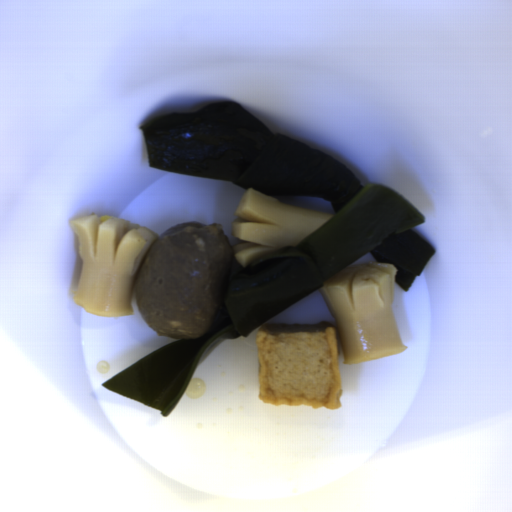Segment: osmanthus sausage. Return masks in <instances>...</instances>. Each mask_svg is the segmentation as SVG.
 I'll return each instance as SVG.
<instances>
[{
    "mask_svg": "<svg viewBox=\"0 0 512 512\" xmlns=\"http://www.w3.org/2000/svg\"><path fill=\"white\" fill-rule=\"evenodd\" d=\"M234 215L247 220L231 225L232 236L246 241L233 246L234 259L246 268L266 255L296 248L337 214L286 205L249 187Z\"/></svg>",
    "mask_w": 512,
    "mask_h": 512,
    "instance_id": "obj_3",
    "label": "osmanthus sausage"
},
{
    "mask_svg": "<svg viewBox=\"0 0 512 512\" xmlns=\"http://www.w3.org/2000/svg\"><path fill=\"white\" fill-rule=\"evenodd\" d=\"M78 241L80 278L73 300L99 317L133 315V285L157 239L146 227L126 229L125 220L80 214L70 221Z\"/></svg>",
    "mask_w": 512,
    "mask_h": 512,
    "instance_id": "obj_2",
    "label": "osmanthus sausage"
},
{
    "mask_svg": "<svg viewBox=\"0 0 512 512\" xmlns=\"http://www.w3.org/2000/svg\"><path fill=\"white\" fill-rule=\"evenodd\" d=\"M397 271L388 262H366L342 268L319 288L343 346L345 365L407 349L392 311Z\"/></svg>",
    "mask_w": 512,
    "mask_h": 512,
    "instance_id": "obj_1",
    "label": "osmanthus sausage"
}]
</instances>
